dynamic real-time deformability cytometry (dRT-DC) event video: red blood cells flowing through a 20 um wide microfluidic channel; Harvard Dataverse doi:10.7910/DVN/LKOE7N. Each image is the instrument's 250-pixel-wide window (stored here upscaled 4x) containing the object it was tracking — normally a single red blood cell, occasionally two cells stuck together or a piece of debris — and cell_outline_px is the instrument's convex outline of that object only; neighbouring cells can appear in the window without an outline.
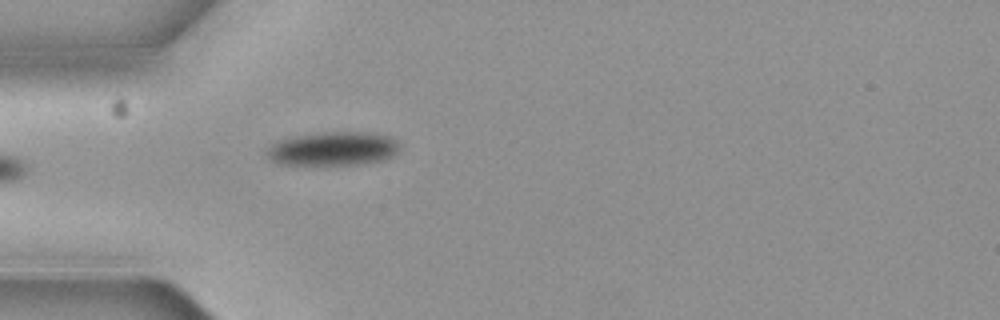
{"species": "common noctule bat (a hibernating species)", "species_latin": "Nyctalus noctula", "temperature_condition": "cold", "stored_images_in_passage": 5, "camera_frame_rate_fps": 3000, "um_per_image_px": 0.085, "animal": {"sex": "female", "body_mass_g": 19.3, "forearm_length_mm": 54.1}, "frame": {"image": 1, "passage_image": 5, "time_ms": 1.333, "image_size_px": [1000, 320], "cell_outline_px": [[400, 148], [392, 156], [380, 160], [360, 164], [280, 164], [272, 160], [264, 152], [276, 140], [288, 136], [324, 132], [376, 132], [392, 136], [396, 140]], "centroid_in_image_um": [28.3, 12.61], "position_along_channel_um": 56.7, "area_um2": 26.36}}